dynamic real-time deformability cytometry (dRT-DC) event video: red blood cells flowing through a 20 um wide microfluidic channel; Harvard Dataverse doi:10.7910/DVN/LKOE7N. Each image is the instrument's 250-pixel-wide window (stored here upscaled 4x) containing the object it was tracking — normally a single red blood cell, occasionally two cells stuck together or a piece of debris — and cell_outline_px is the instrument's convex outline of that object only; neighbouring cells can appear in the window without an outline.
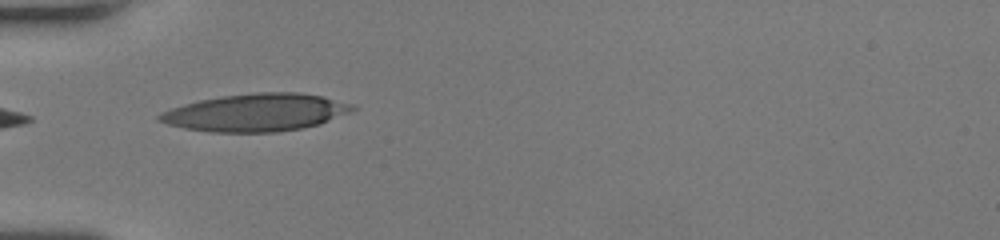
{"species": "human", "species_latin": "Homo sapiens", "temperature_condition": "room temperature", "stored_images_in_passage": 32, "camera_frame_rate_fps": 3000, "um_per_image_px": 0.085, "donor": {"sex": "female"}, "frame": {"image": 1, "passage_image": 2, "time_ms": 0.333, "image_size_px": [1000, 240], "cell_outline_px": [[356, 108], [348, 112], [320, 124], [280, 132], [208, 132], [184, 128], [168, 124], [156, 120], [156, 116], [160, 112], [184, 104], [200, 100], [224, 96], [256, 92], [300, 92], [324, 96], [352, 104]], "centroid_in_image_um": [21.73, 9.56], "position_along_channel_um": 63.3, "area_um2": 42.19}}
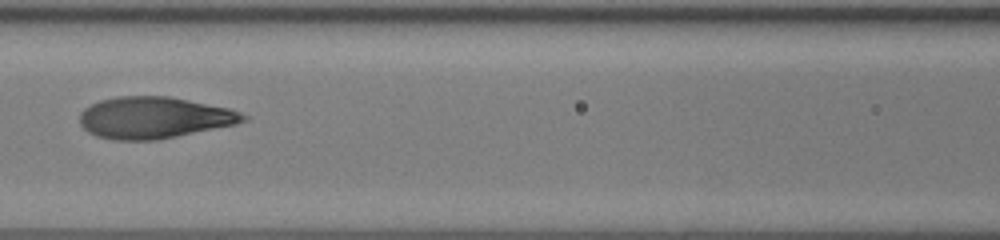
{"frame": {"image": 2, "passage_image": 9, "time_ms": 2.667, "image_size_px": [1000, 240], "cell_outline_px": [[248, 120], [236, 124], [156, 140], [112, 140], [96, 136], [88, 132], [80, 124], [80, 112], [84, 108], [100, 100], [116, 96], [168, 96], [228, 108], [240, 112], [248, 116]], "centroid_in_image_um": [13.07, 10.0], "position_along_channel_um": 153.5, "area_um2": 39.54}}
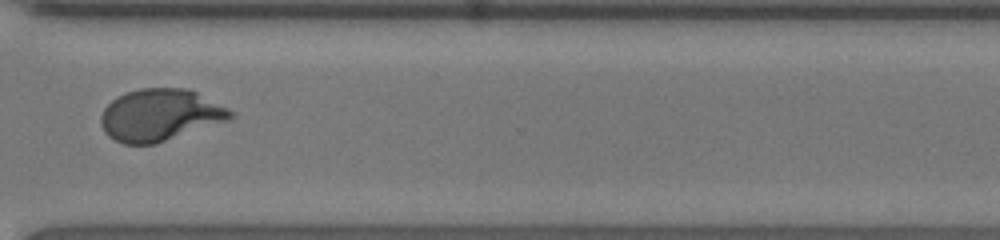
{"frame": {"image": 3, "passage_image": 24, "time_ms": 7.667, "image_size_px": [1000, 240], "cell_outline_px": [[236, 116], [232, 120], [156, 144], [124, 144], [108, 136], [104, 132], [100, 124], [100, 116], [104, 108], [116, 96], [140, 88], [184, 88], [196, 92], [236, 112]], "centroid_in_image_um": [13.64, 9.79], "position_along_channel_um": 357.0, "area_um2": 39.65}, "authors_computed_cell_mechanics": {"area_um2": 39.4485, "velocity_mm_per_s": 4.074, "shape_relaxation_time_tau1_ms": 3.9023, "shape_relaxation_time_tau2_ms": null, "deformation_change_tau1": 0.2406, "deformation_change_tau2": null}}